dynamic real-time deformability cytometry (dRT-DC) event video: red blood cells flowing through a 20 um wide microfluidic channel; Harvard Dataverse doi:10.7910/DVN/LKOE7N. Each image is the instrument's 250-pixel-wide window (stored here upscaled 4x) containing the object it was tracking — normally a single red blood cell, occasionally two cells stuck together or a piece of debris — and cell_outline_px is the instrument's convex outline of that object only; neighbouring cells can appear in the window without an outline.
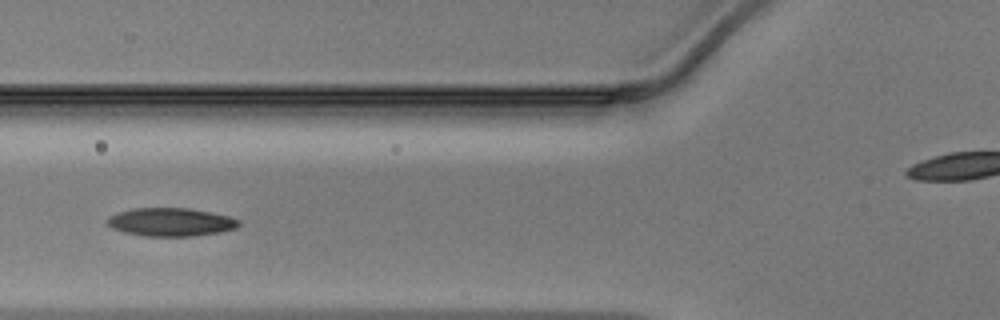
{"species": "Egyptian fruit bat (a non-hibernating species)", "species_latin": "Rousettus aegyptiacus", "temperature_condition": "warm", "stored_images_in_passage": 15, "camera_frame_rate_fps": 3000, "um_per_image_px": 0.085, "animal": {"sex": "male"}, "frame": {"image": 1, "passage_image": 7, "time_ms": 2.0, "image_size_px": [1000, 320], "cell_outline_px": [[240, 224], [236, 228], [220, 232], [192, 236], [148, 236], [124, 232], [112, 228], [104, 220], [108, 216], [116, 212], [132, 208], [188, 208], [212, 212], [228, 216], [240, 220]], "centroid_in_image_um": [14.49, 18.86], "position_along_channel_um": 111.3, "area_um2": 21.79}}
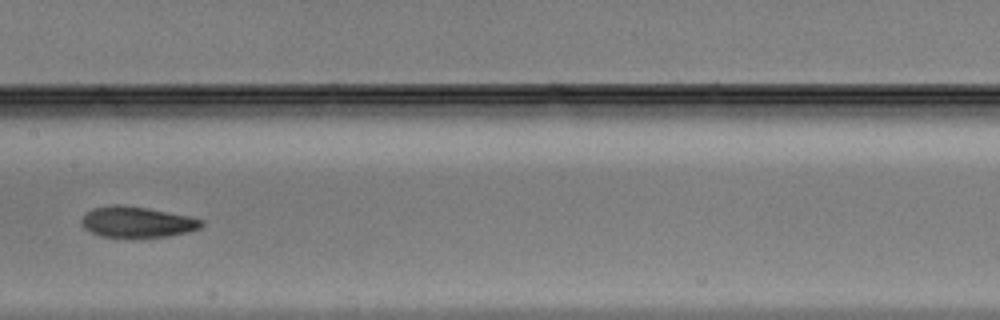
{"frame": {"image": 2, "passage_image": 13, "time_ms": 4.0, "image_size_px": [1000, 320], "cell_outline_px": [[204, 224], [200, 228], [188, 232], [168, 236], [132, 240], [100, 236], [84, 228], [80, 224], [80, 220], [92, 208], [116, 204], [148, 208], [188, 216], [200, 220]], "centroid_in_image_um": [11.61, 18.92], "position_along_channel_um": 195.8, "area_um2": 22.08}}